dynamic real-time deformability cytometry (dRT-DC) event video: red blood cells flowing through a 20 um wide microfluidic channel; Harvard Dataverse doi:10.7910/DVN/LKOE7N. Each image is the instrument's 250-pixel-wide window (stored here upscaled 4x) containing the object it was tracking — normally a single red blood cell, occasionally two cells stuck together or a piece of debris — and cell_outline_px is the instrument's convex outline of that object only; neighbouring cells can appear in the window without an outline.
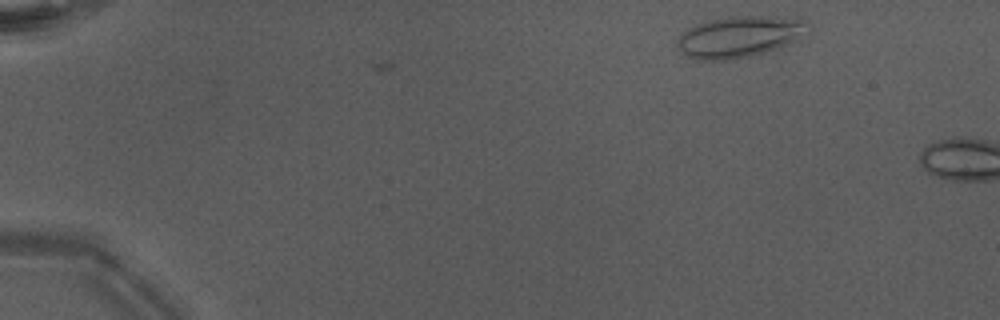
{"species": "Egyptian fruit bat (a non-hibernating species)", "species_latin": "Rousettus aegyptiacus", "temperature_condition": "warm", "stored_images_in_passage": 3, "camera_frame_rate_fps": 3000, "um_per_image_px": 0.085, "animal": {"sex": "male"}, "frame": {"image": 1, "passage_image": 1, "time_ms": 0.0, "image_size_px": [1000, 320], "cell_outline_px": [[808, 24], [792, 40], [776, 48], [752, 56], [724, 60], [692, 60], [676, 48], [676, 40], [688, 28], [696, 24], [712, 20], [732, 16], [768, 16], [808, 20]], "centroid_in_image_um": [62.7, 3.13], "position_along_channel_um": 22.3, "area_um2": 30.69}}